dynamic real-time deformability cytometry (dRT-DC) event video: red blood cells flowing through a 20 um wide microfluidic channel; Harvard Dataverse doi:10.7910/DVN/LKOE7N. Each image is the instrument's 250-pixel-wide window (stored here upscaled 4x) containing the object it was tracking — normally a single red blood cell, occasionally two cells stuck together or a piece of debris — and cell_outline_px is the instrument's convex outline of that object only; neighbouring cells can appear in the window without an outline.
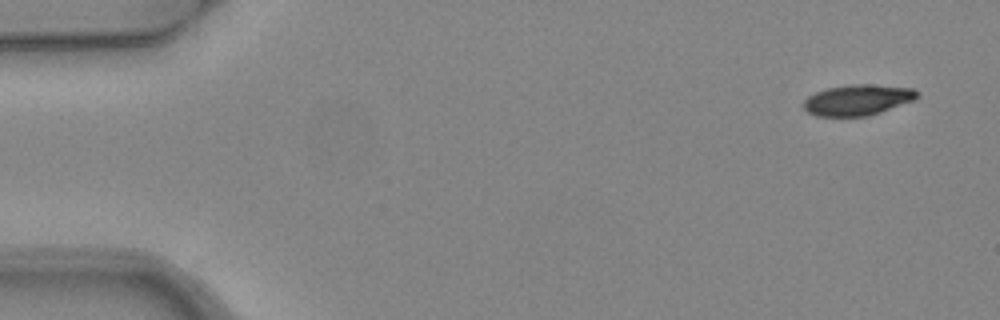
{"species": "common noctule bat (a hibernating species)", "species_latin": "Nyctalus noctula", "temperature_condition": "warm", "stored_images_in_passage": 5, "camera_frame_rate_fps": 3000, "um_per_image_px": 0.085, "animal": {"sex": "female", "body_mass_g": 24.6, "forearm_length_mm": 56.2}, "frame": {"image": 1, "passage_image": 1, "time_ms": 0.0, "image_size_px": [1000, 320], "cell_outline_px": [[916, 100], [868, 116], [816, 116], [808, 112], [804, 108], [804, 100], [808, 96], [816, 92], [828, 88], [852, 84], [872, 84], [912, 88], [916, 92]], "centroid_in_image_um": [72.89, 8.5], "position_along_channel_um": 12.1, "area_um2": 20.23}}
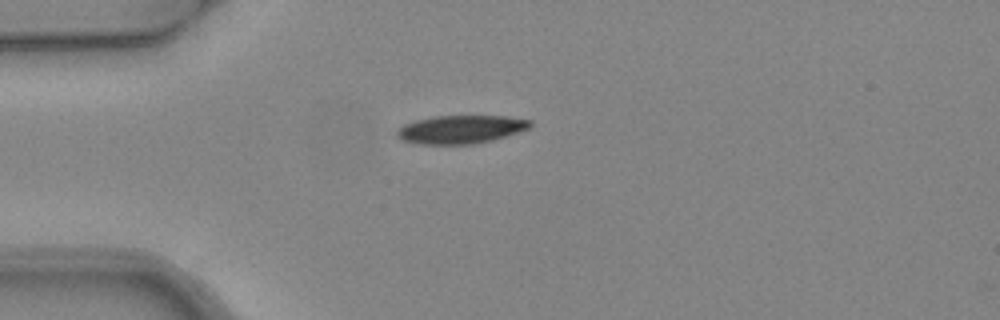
{"frame": {"image": 2, "passage_image": 4, "time_ms": 1.0, "image_size_px": [1000, 320], "cell_outline_px": [[532, 124], [528, 128], [492, 140], [472, 144], [424, 144], [404, 140], [396, 136], [396, 132], [404, 124], [416, 120], [432, 116], [504, 116], [532, 120]], "centroid_in_image_um": [39.15, 10.99], "position_along_channel_um": 45.8, "area_um2": 21.62}}